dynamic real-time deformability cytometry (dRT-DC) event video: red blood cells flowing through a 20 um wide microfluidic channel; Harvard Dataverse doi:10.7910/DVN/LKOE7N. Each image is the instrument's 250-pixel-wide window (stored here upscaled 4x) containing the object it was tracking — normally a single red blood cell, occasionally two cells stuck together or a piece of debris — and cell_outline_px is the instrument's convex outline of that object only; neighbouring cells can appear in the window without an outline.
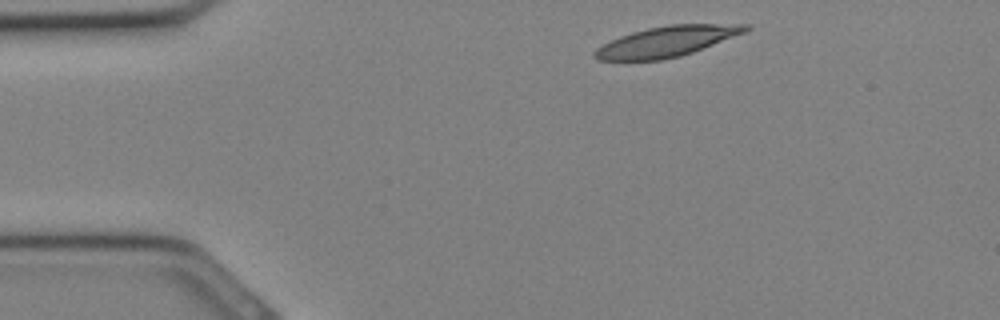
{"species": "Egyptian fruit bat (a non-hibernating species)", "species_latin": "Rousettus aegyptiacus", "temperature_condition": "cold", "stored_images_in_passage": 9, "camera_frame_rate_fps": 3000, "um_per_image_px": 0.085, "animal": {"sex": "female"}, "frame": {"image": 1, "passage_image": 1, "time_ms": 0.0, "image_size_px": [1000, 320], "cell_outline_px": [[752, 28], [744, 32], [692, 52], [680, 56], [660, 60], [600, 60], [592, 56], [592, 52], [596, 48], [620, 36], [632, 32], [648, 28], [668, 24], [748, 24]], "centroid_in_image_um": [56.64, 3.52], "position_along_channel_um": 28.4, "area_um2": 26.41}}
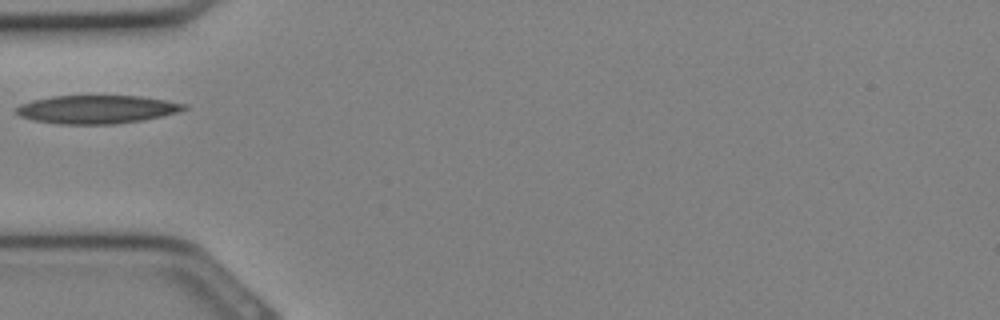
{"frame": {"image": 2, "passage_image": 6, "time_ms": 1.667, "image_size_px": [1000, 320], "cell_outline_px": [[188, 108], [176, 112], [160, 116], [140, 120], [116, 124], [56, 124], [32, 120], [20, 116], [16, 112], [16, 108], [20, 104], [32, 100], [52, 96], [140, 96], [188, 104]], "centroid_in_image_um": [8.19, 9.3], "position_along_channel_um": 76.8, "area_um2": 27.57}}
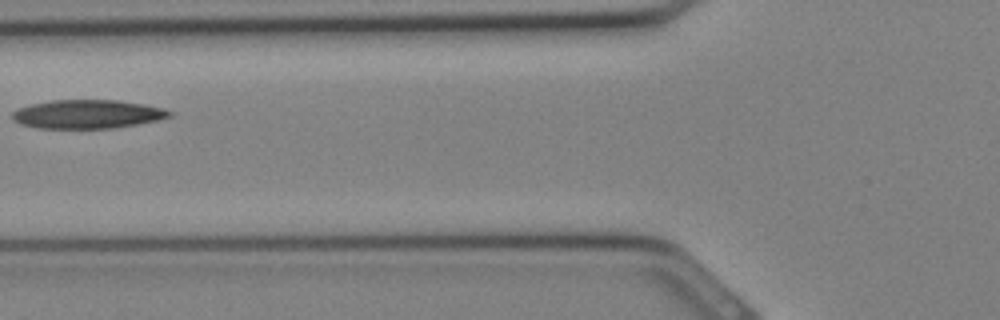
{"frame": {"image": 3, "passage_image": 8, "time_ms": 2.333, "image_size_px": [1000, 320], "cell_outline_px": [[172, 116], [156, 120], [136, 124], [112, 128], [36, 128], [20, 124], [12, 120], [12, 112], [16, 108], [32, 104], [52, 100], [116, 100], [144, 104], [164, 108], [172, 112]], "centroid_in_image_um": [7.39, 9.7], "position_along_channel_um": 118.4, "area_um2": 26.3}}